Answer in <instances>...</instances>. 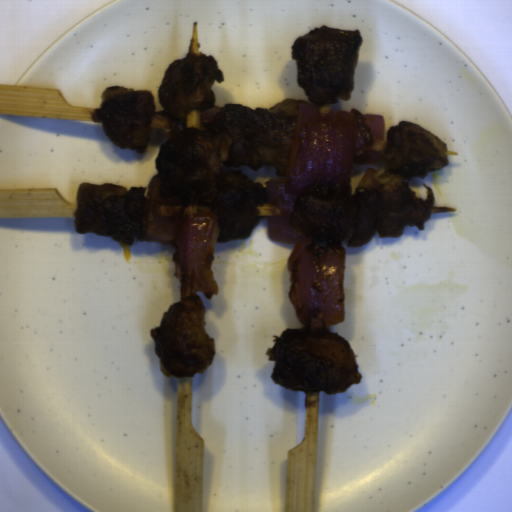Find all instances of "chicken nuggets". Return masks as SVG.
Segmentation results:
<instances>
[{"instance_id": "chicken-nuggets-4", "label": "chicken nuggets", "mask_w": 512, "mask_h": 512, "mask_svg": "<svg viewBox=\"0 0 512 512\" xmlns=\"http://www.w3.org/2000/svg\"><path fill=\"white\" fill-rule=\"evenodd\" d=\"M207 311L196 293L174 302L164 311L159 326L150 328L154 353L164 377L194 378L204 373L216 356L215 338L205 326Z\"/></svg>"}, {"instance_id": "chicken-nuggets-2", "label": "chicken nuggets", "mask_w": 512, "mask_h": 512, "mask_svg": "<svg viewBox=\"0 0 512 512\" xmlns=\"http://www.w3.org/2000/svg\"><path fill=\"white\" fill-rule=\"evenodd\" d=\"M448 146L438 135L411 120L388 126L387 144L381 152L380 170L366 168L355 193L350 183L336 186L313 182L294 204L291 229L311 241L307 252L324 258L331 247L345 242L359 248L379 238L402 237L406 225L425 232L436 203L427 187V199L416 198L411 178L425 179L429 172L449 164Z\"/></svg>"}, {"instance_id": "chicken-nuggets-6", "label": "chicken nuggets", "mask_w": 512, "mask_h": 512, "mask_svg": "<svg viewBox=\"0 0 512 512\" xmlns=\"http://www.w3.org/2000/svg\"><path fill=\"white\" fill-rule=\"evenodd\" d=\"M99 107L91 111L93 123H101L105 136L119 149L143 154L151 141L153 115L157 112L154 92L109 85Z\"/></svg>"}, {"instance_id": "chicken-nuggets-3", "label": "chicken nuggets", "mask_w": 512, "mask_h": 512, "mask_svg": "<svg viewBox=\"0 0 512 512\" xmlns=\"http://www.w3.org/2000/svg\"><path fill=\"white\" fill-rule=\"evenodd\" d=\"M311 321L302 328H287L272 335L273 345L266 355L275 362L270 375L281 387L296 392L337 394L362 375L351 343L338 332H331L323 320L322 330H310Z\"/></svg>"}, {"instance_id": "chicken-nuggets-1", "label": "chicken nuggets", "mask_w": 512, "mask_h": 512, "mask_svg": "<svg viewBox=\"0 0 512 512\" xmlns=\"http://www.w3.org/2000/svg\"><path fill=\"white\" fill-rule=\"evenodd\" d=\"M364 39L359 29L326 25L296 37L291 46L297 84L308 100L285 98L271 108L243 104L215 107L214 82L225 75L213 55L188 53L166 68L157 96L169 123L165 144L155 159L160 195L211 205L220 229L216 244L246 240L259 225L258 205L268 200L266 186L242 170L226 167H276L285 178L300 105L317 108L350 100Z\"/></svg>"}, {"instance_id": "chicken-nuggets-5", "label": "chicken nuggets", "mask_w": 512, "mask_h": 512, "mask_svg": "<svg viewBox=\"0 0 512 512\" xmlns=\"http://www.w3.org/2000/svg\"><path fill=\"white\" fill-rule=\"evenodd\" d=\"M146 188L114 183L94 185L80 182L75 195L77 209L73 212L75 232L110 237L133 247L135 238L144 240V217L148 210Z\"/></svg>"}]
</instances>
